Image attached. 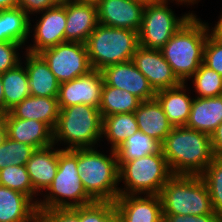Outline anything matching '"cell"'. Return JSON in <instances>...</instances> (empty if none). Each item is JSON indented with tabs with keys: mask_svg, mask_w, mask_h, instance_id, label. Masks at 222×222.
<instances>
[{
	"mask_svg": "<svg viewBox=\"0 0 222 222\" xmlns=\"http://www.w3.org/2000/svg\"><path fill=\"white\" fill-rule=\"evenodd\" d=\"M189 79L192 80L193 88H195L193 92L197 94L198 98L222 95V76L203 63Z\"/></svg>",
	"mask_w": 222,
	"mask_h": 222,
	"instance_id": "1f68e13d",
	"label": "cell"
},
{
	"mask_svg": "<svg viewBox=\"0 0 222 222\" xmlns=\"http://www.w3.org/2000/svg\"><path fill=\"white\" fill-rule=\"evenodd\" d=\"M161 150L173 175L200 176L215 158L210 135L186 126L173 127Z\"/></svg>",
	"mask_w": 222,
	"mask_h": 222,
	"instance_id": "6da1fadb",
	"label": "cell"
},
{
	"mask_svg": "<svg viewBox=\"0 0 222 222\" xmlns=\"http://www.w3.org/2000/svg\"><path fill=\"white\" fill-rule=\"evenodd\" d=\"M7 137V129L4 121V117L0 116V145L4 142Z\"/></svg>",
	"mask_w": 222,
	"mask_h": 222,
	"instance_id": "f6af8a7d",
	"label": "cell"
},
{
	"mask_svg": "<svg viewBox=\"0 0 222 222\" xmlns=\"http://www.w3.org/2000/svg\"><path fill=\"white\" fill-rule=\"evenodd\" d=\"M163 215L217 214L201 176L173 175L159 194Z\"/></svg>",
	"mask_w": 222,
	"mask_h": 222,
	"instance_id": "8992f818",
	"label": "cell"
},
{
	"mask_svg": "<svg viewBox=\"0 0 222 222\" xmlns=\"http://www.w3.org/2000/svg\"><path fill=\"white\" fill-rule=\"evenodd\" d=\"M0 184L3 187L10 188L12 190L19 191L28 197H30L36 204L38 198L35 199L37 194L31 183L26 166L10 165L0 170ZM36 195V196H35Z\"/></svg>",
	"mask_w": 222,
	"mask_h": 222,
	"instance_id": "4dcf8cb0",
	"label": "cell"
},
{
	"mask_svg": "<svg viewBox=\"0 0 222 222\" xmlns=\"http://www.w3.org/2000/svg\"><path fill=\"white\" fill-rule=\"evenodd\" d=\"M55 146L52 144L36 149L25 165L33 189L39 196L47 190L57 174L58 154L63 148H54Z\"/></svg>",
	"mask_w": 222,
	"mask_h": 222,
	"instance_id": "ac0fdd59",
	"label": "cell"
},
{
	"mask_svg": "<svg viewBox=\"0 0 222 222\" xmlns=\"http://www.w3.org/2000/svg\"><path fill=\"white\" fill-rule=\"evenodd\" d=\"M24 47L20 43L0 42V74L15 68L22 59L19 50Z\"/></svg>",
	"mask_w": 222,
	"mask_h": 222,
	"instance_id": "8d00e7d4",
	"label": "cell"
},
{
	"mask_svg": "<svg viewBox=\"0 0 222 222\" xmlns=\"http://www.w3.org/2000/svg\"><path fill=\"white\" fill-rule=\"evenodd\" d=\"M59 83L71 81L92 71L86 44L64 42L38 53Z\"/></svg>",
	"mask_w": 222,
	"mask_h": 222,
	"instance_id": "30bf717a",
	"label": "cell"
},
{
	"mask_svg": "<svg viewBox=\"0 0 222 222\" xmlns=\"http://www.w3.org/2000/svg\"><path fill=\"white\" fill-rule=\"evenodd\" d=\"M134 114L138 129L161 144L173 128L156 98L141 101Z\"/></svg>",
	"mask_w": 222,
	"mask_h": 222,
	"instance_id": "cb8c5ba5",
	"label": "cell"
},
{
	"mask_svg": "<svg viewBox=\"0 0 222 222\" xmlns=\"http://www.w3.org/2000/svg\"><path fill=\"white\" fill-rule=\"evenodd\" d=\"M5 98V114L23 99L31 95L28 85V75L23 62L15 68L1 74Z\"/></svg>",
	"mask_w": 222,
	"mask_h": 222,
	"instance_id": "83f0119b",
	"label": "cell"
},
{
	"mask_svg": "<svg viewBox=\"0 0 222 222\" xmlns=\"http://www.w3.org/2000/svg\"><path fill=\"white\" fill-rule=\"evenodd\" d=\"M222 122V95L218 97H194L186 127L211 136Z\"/></svg>",
	"mask_w": 222,
	"mask_h": 222,
	"instance_id": "d4e9b609",
	"label": "cell"
},
{
	"mask_svg": "<svg viewBox=\"0 0 222 222\" xmlns=\"http://www.w3.org/2000/svg\"><path fill=\"white\" fill-rule=\"evenodd\" d=\"M104 83L135 95L141 101L155 98L156 92L134 62L112 64L101 70Z\"/></svg>",
	"mask_w": 222,
	"mask_h": 222,
	"instance_id": "9a60e30c",
	"label": "cell"
},
{
	"mask_svg": "<svg viewBox=\"0 0 222 222\" xmlns=\"http://www.w3.org/2000/svg\"><path fill=\"white\" fill-rule=\"evenodd\" d=\"M104 79L101 71L88 74L60 84L58 103L60 109L73 105H89L99 108Z\"/></svg>",
	"mask_w": 222,
	"mask_h": 222,
	"instance_id": "7c38bea8",
	"label": "cell"
},
{
	"mask_svg": "<svg viewBox=\"0 0 222 222\" xmlns=\"http://www.w3.org/2000/svg\"><path fill=\"white\" fill-rule=\"evenodd\" d=\"M212 142V150L215 157L222 154V122L210 136Z\"/></svg>",
	"mask_w": 222,
	"mask_h": 222,
	"instance_id": "60d3db41",
	"label": "cell"
},
{
	"mask_svg": "<svg viewBox=\"0 0 222 222\" xmlns=\"http://www.w3.org/2000/svg\"><path fill=\"white\" fill-rule=\"evenodd\" d=\"M137 1L142 2L144 4H148V3L154 2L156 0H137Z\"/></svg>",
	"mask_w": 222,
	"mask_h": 222,
	"instance_id": "c3c4849f",
	"label": "cell"
},
{
	"mask_svg": "<svg viewBox=\"0 0 222 222\" xmlns=\"http://www.w3.org/2000/svg\"><path fill=\"white\" fill-rule=\"evenodd\" d=\"M39 222H81V206L42 211L39 215Z\"/></svg>",
	"mask_w": 222,
	"mask_h": 222,
	"instance_id": "74e56055",
	"label": "cell"
},
{
	"mask_svg": "<svg viewBox=\"0 0 222 222\" xmlns=\"http://www.w3.org/2000/svg\"><path fill=\"white\" fill-rule=\"evenodd\" d=\"M203 64L222 76V40L211 32L204 47Z\"/></svg>",
	"mask_w": 222,
	"mask_h": 222,
	"instance_id": "d590c367",
	"label": "cell"
},
{
	"mask_svg": "<svg viewBox=\"0 0 222 222\" xmlns=\"http://www.w3.org/2000/svg\"><path fill=\"white\" fill-rule=\"evenodd\" d=\"M139 46L138 32L98 24L89 35L86 47L92 69L131 61Z\"/></svg>",
	"mask_w": 222,
	"mask_h": 222,
	"instance_id": "ba28073f",
	"label": "cell"
},
{
	"mask_svg": "<svg viewBox=\"0 0 222 222\" xmlns=\"http://www.w3.org/2000/svg\"><path fill=\"white\" fill-rule=\"evenodd\" d=\"M145 6L137 0H100L97 4L98 22L139 32Z\"/></svg>",
	"mask_w": 222,
	"mask_h": 222,
	"instance_id": "5bb4252c",
	"label": "cell"
},
{
	"mask_svg": "<svg viewBox=\"0 0 222 222\" xmlns=\"http://www.w3.org/2000/svg\"><path fill=\"white\" fill-rule=\"evenodd\" d=\"M187 85V83H181L176 87L156 92L155 98L161 104L173 127L186 126L189 120L194 98L190 97V92H188L190 90L187 89Z\"/></svg>",
	"mask_w": 222,
	"mask_h": 222,
	"instance_id": "603a6c76",
	"label": "cell"
},
{
	"mask_svg": "<svg viewBox=\"0 0 222 222\" xmlns=\"http://www.w3.org/2000/svg\"><path fill=\"white\" fill-rule=\"evenodd\" d=\"M200 176L208 188L214 212L222 216V160L215 157Z\"/></svg>",
	"mask_w": 222,
	"mask_h": 222,
	"instance_id": "d6a6232c",
	"label": "cell"
},
{
	"mask_svg": "<svg viewBox=\"0 0 222 222\" xmlns=\"http://www.w3.org/2000/svg\"><path fill=\"white\" fill-rule=\"evenodd\" d=\"M184 3L176 0H156L145 6L141 28L138 32L139 45L145 48L161 49L167 41L186 23L193 12L178 17L170 3ZM169 4V5H168Z\"/></svg>",
	"mask_w": 222,
	"mask_h": 222,
	"instance_id": "9c48e42d",
	"label": "cell"
},
{
	"mask_svg": "<svg viewBox=\"0 0 222 222\" xmlns=\"http://www.w3.org/2000/svg\"><path fill=\"white\" fill-rule=\"evenodd\" d=\"M76 3L94 4L97 5L100 0H68Z\"/></svg>",
	"mask_w": 222,
	"mask_h": 222,
	"instance_id": "bcb514c9",
	"label": "cell"
},
{
	"mask_svg": "<svg viewBox=\"0 0 222 222\" xmlns=\"http://www.w3.org/2000/svg\"><path fill=\"white\" fill-rule=\"evenodd\" d=\"M138 130L134 112L114 114L103 118L102 137L106 138L107 144H111V150H116L128 137L135 134Z\"/></svg>",
	"mask_w": 222,
	"mask_h": 222,
	"instance_id": "4316f807",
	"label": "cell"
},
{
	"mask_svg": "<svg viewBox=\"0 0 222 222\" xmlns=\"http://www.w3.org/2000/svg\"><path fill=\"white\" fill-rule=\"evenodd\" d=\"M114 205L120 222H163L159 195H119Z\"/></svg>",
	"mask_w": 222,
	"mask_h": 222,
	"instance_id": "2e32d148",
	"label": "cell"
},
{
	"mask_svg": "<svg viewBox=\"0 0 222 222\" xmlns=\"http://www.w3.org/2000/svg\"><path fill=\"white\" fill-rule=\"evenodd\" d=\"M39 215L30 197L0 184V222H39Z\"/></svg>",
	"mask_w": 222,
	"mask_h": 222,
	"instance_id": "ffe728a7",
	"label": "cell"
},
{
	"mask_svg": "<svg viewBox=\"0 0 222 222\" xmlns=\"http://www.w3.org/2000/svg\"><path fill=\"white\" fill-rule=\"evenodd\" d=\"M30 16L20 7L0 10V42L23 46L30 35Z\"/></svg>",
	"mask_w": 222,
	"mask_h": 222,
	"instance_id": "484cf974",
	"label": "cell"
},
{
	"mask_svg": "<svg viewBox=\"0 0 222 222\" xmlns=\"http://www.w3.org/2000/svg\"><path fill=\"white\" fill-rule=\"evenodd\" d=\"M61 0H18V7L22 8L29 16L55 7Z\"/></svg>",
	"mask_w": 222,
	"mask_h": 222,
	"instance_id": "f35d334b",
	"label": "cell"
},
{
	"mask_svg": "<svg viewBox=\"0 0 222 222\" xmlns=\"http://www.w3.org/2000/svg\"><path fill=\"white\" fill-rule=\"evenodd\" d=\"M60 107L57 97L28 96L9 110L4 118L33 119L47 124L52 130L59 117Z\"/></svg>",
	"mask_w": 222,
	"mask_h": 222,
	"instance_id": "d6986e66",
	"label": "cell"
},
{
	"mask_svg": "<svg viewBox=\"0 0 222 222\" xmlns=\"http://www.w3.org/2000/svg\"><path fill=\"white\" fill-rule=\"evenodd\" d=\"M132 61L147 78L155 92L176 87L182 83L164 59L160 49L145 48L139 45Z\"/></svg>",
	"mask_w": 222,
	"mask_h": 222,
	"instance_id": "4fadbf2b",
	"label": "cell"
},
{
	"mask_svg": "<svg viewBox=\"0 0 222 222\" xmlns=\"http://www.w3.org/2000/svg\"><path fill=\"white\" fill-rule=\"evenodd\" d=\"M115 151L118 162H127L160 152L161 143L138 130L128 137Z\"/></svg>",
	"mask_w": 222,
	"mask_h": 222,
	"instance_id": "f546056e",
	"label": "cell"
},
{
	"mask_svg": "<svg viewBox=\"0 0 222 222\" xmlns=\"http://www.w3.org/2000/svg\"><path fill=\"white\" fill-rule=\"evenodd\" d=\"M18 7V0H0V10Z\"/></svg>",
	"mask_w": 222,
	"mask_h": 222,
	"instance_id": "7bdbcfd3",
	"label": "cell"
},
{
	"mask_svg": "<svg viewBox=\"0 0 222 222\" xmlns=\"http://www.w3.org/2000/svg\"><path fill=\"white\" fill-rule=\"evenodd\" d=\"M25 69L31 96L57 97L60 83L39 54L25 51Z\"/></svg>",
	"mask_w": 222,
	"mask_h": 222,
	"instance_id": "7402d4cb",
	"label": "cell"
},
{
	"mask_svg": "<svg viewBox=\"0 0 222 222\" xmlns=\"http://www.w3.org/2000/svg\"><path fill=\"white\" fill-rule=\"evenodd\" d=\"M5 114V98H4V91H3V82L1 79L0 74V116Z\"/></svg>",
	"mask_w": 222,
	"mask_h": 222,
	"instance_id": "ee69618b",
	"label": "cell"
},
{
	"mask_svg": "<svg viewBox=\"0 0 222 222\" xmlns=\"http://www.w3.org/2000/svg\"><path fill=\"white\" fill-rule=\"evenodd\" d=\"M65 42L86 44L98 22L97 5L66 0Z\"/></svg>",
	"mask_w": 222,
	"mask_h": 222,
	"instance_id": "e0dca14e",
	"label": "cell"
},
{
	"mask_svg": "<svg viewBox=\"0 0 222 222\" xmlns=\"http://www.w3.org/2000/svg\"><path fill=\"white\" fill-rule=\"evenodd\" d=\"M119 195H159L173 176L162 150L145 157L118 162Z\"/></svg>",
	"mask_w": 222,
	"mask_h": 222,
	"instance_id": "52a82bcc",
	"label": "cell"
},
{
	"mask_svg": "<svg viewBox=\"0 0 222 222\" xmlns=\"http://www.w3.org/2000/svg\"><path fill=\"white\" fill-rule=\"evenodd\" d=\"M141 103L135 95L112 86L103 84L99 111L102 119L105 116L133 113Z\"/></svg>",
	"mask_w": 222,
	"mask_h": 222,
	"instance_id": "f1b7e54d",
	"label": "cell"
},
{
	"mask_svg": "<svg viewBox=\"0 0 222 222\" xmlns=\"http://www.w3.org/2000/svg\"><path fill=\"white\" fill-rule=\"evenodd\" d=\"M209 33L208 22H203L193 14L160 49L182 83H186L203 63L204 47Z\"/></svg>",
	"mask_w": 222,
	"mask_h": 222,
	"instance_id": "7a4b0ae2",
	"label": "cell"
},
{
	"mask_svg": "<svg viewBox=\"0 0 222 222\" xmlns=\"http://www.w3.org/2000/svg\"><path fill=\"white\" fill-rule=\"evenodd\" d=\"M102 124L97 107L84 104L64 107L53 129L54 144L67 145L63 149L96 148L103 141Z\"/></svg>",
	"mask_w": 222,
	"mask_h": 222,
	"instance_id": "277c9868",
	"label": "cell"
},
{
	"mask_svg": "<svg viewBox=\"0 0 222 222\" xmlns=\"http://www.w3.org/2000/svg\"><path fill=\"white\" fill-rule=\"evenodd\" d=\"M96 148H77V169L86 193L94 201L114 202L119 196L118 160L115 150L105 155Z\"/></svg>",
	"mask_w": 222,
	"mask_h": 222,
	"instance_id": "3957f363",
	"label": "cell"
},
{
	"mask_svg": "<svg viewBox=\"0 0 222 222\" xmlns=\"http://www.w3.org/2000/svg\"><path fill=\"white\" fill-rule=\"evenodd\" d=\"M81 222H120L114 202L94 201L81 206Z\"/></svg>",
	"mask_w": 222,
	"mask_h": 222,
	"instance_id": "e575fe53",
	"label": "cell"
},
{
	"mask_svg": "<svg viewBox=\"0 0 222 222\" xmlns=\"http://www.w3.org/2000/svg\"><path fill=\"white\" fill-rule=\"evenodd\" d=\"M41 14V17L35 22L32 28L30 20V33L33 32V42L26 48V51L38 54L42 50L57 46L65 42L66 27V0H61L55 7L49 8ZM32 29V30H31Z\"/></svg>",
	"mask_w": 222,
	"mask_h": 222,
	"instance_id": "8fae6325",
	"label": "cell"
},
{
	"mask_svg": "<svg viewBox=\"0 0 222 222\" xmlns=\"http://www.w3.org/2000/svg\"><path fill=\"white\" fill-rule=\"evenodd\" d=\"M215 23H217V24H215L214 27L211 26L210 31L214 36H216L218 39L222 40V14H221V16H219V20Z\"/></svg>",
	"mask_w": 222,
	"mask_h": 222,
	"instance_id": "b9f144b4",
	"label": "cell"
},
{
	"mask_svg": "<svg viewBox=\"0 0 222 222\" xmlns=\"http://www.w3.org/2000/svg\"><path fill=\"white\" fill-rule=\"evenodd\" d=\"M163 222H222V216L219 214L163 215Z\"/></svg>",
	"mask_w": 222,
	"mask_h": 222,
	"instance_id": "ab89813d",
	"label": "cell"
},
{
	"mask_svg": "<svg viewBox=\"0 0 222 222\" xmlns=\"http://www.w3.org/2000/svg\"><path fill=\"white\" fill-rule=\"evenodd\" d=\"M7 137L33 146L35 149L54 144L53 130L45 123L36 120L4 118Z\"/></svg>",
	"mask_w": 222,
	"mask_h": 222,
	"instance_id": "44dd1931",
	"label": "cell"
},
{
	"mask_svg": "<svg viewBox=\"0 0 222 222\" xmlns=\"http://www.w3.org/2000/svg\"><path fill=\"white\" fill-rule=\"evenodd\" d=\"M35 150L33 146L6 137L0 145V170L10 165H26Z\"/></svg>",
	"mask_w": 222,
	"mask_h": 222,
	"instance_id": "836d02e7",
	"label": "cell"
},
{
	"mask_svg": "<svg viewBox=\"0 0 222 222\" xmlns=\"http://www.w3.org/2000/svg\"><path fill=\"white\" fill-rule=\"evenodd\" d=\"M37 202L39 214L54 208H74L94 200L86 193L77 169V148L62 149L58 154L57 174Z\"/></svg>",
	"mask_w": 222,
	"mask_h": 222,
	"instance_id": "5b68a950",
	"label": "cell"
},
{
	"mask_svg": "<svg viewBox=\"0 0 222 222\" xmlns=\"http://www.w3.org/2000/svg\"><path fill=\"white\" fill-rule=\"evenodd\" d=\"M176 1H180V2L184 3V5L187 4V6H188L190 4L191 5L197 4L198 5L199 0H176Z\"/></svg>",
	"mask_w": 222,
	"mask_h": 222,
	"instance_id": "7dc6e473",
	"label": "cell"
}]
</instances>
